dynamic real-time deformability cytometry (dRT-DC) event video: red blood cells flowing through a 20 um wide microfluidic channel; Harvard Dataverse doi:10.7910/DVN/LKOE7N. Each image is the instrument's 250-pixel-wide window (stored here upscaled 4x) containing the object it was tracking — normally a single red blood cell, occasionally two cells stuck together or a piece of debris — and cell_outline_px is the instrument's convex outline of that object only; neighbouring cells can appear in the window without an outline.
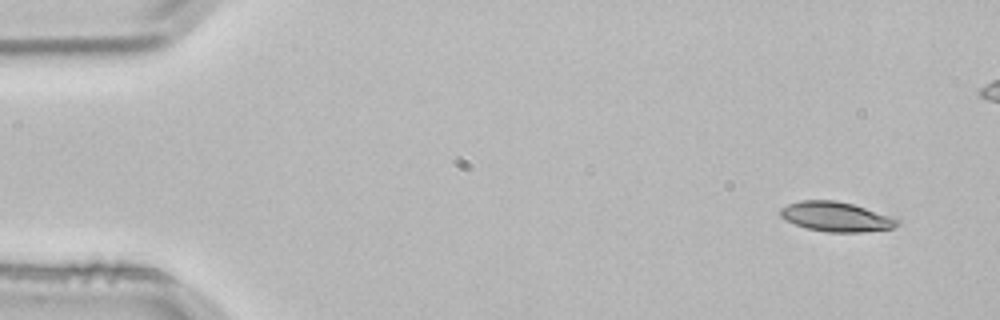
{"species": "common noctule bat (a hibernating species)", "species_latin": "Nyctalus noctula", "temperature_condition": "room temperature", "stored_images_in_passage": 4, "camera_frame_rate_fps": 3000, "um_per_image_px": 0.085, "animal": {"sex": "male", "body_mass_g": 21.5, "forearm_length_mm": 52.0}, "frame": {"image": 1, "passage_image": 1, "time_ms": 0.0, "image_size_px": [1000, 320], "cell_outline_px": [[900, 224], [892, 228], [864, 232], [828, 232], [808, 228], [784, 220], [780, 216], [780, 208], [788, 204], [800, 200], [836, 200], [900, 216]], "centroid_in_image_um": [71.16, 18.41], "position_along_channel_um": 13.8, "area_um2": 20.69}}